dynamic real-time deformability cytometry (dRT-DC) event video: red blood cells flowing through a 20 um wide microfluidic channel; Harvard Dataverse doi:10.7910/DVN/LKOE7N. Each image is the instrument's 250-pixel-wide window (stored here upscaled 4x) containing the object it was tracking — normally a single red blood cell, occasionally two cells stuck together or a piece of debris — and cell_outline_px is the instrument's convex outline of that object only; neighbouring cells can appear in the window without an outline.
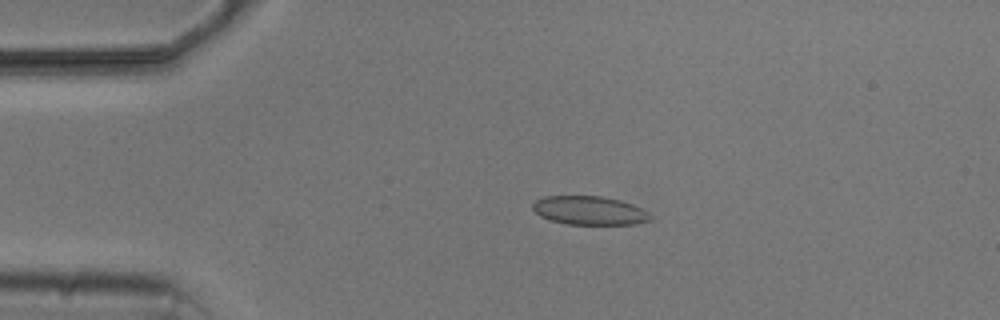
{"species": "common noctule bat (a hibernating species)", "species_latin": "Nyctalus noctula", "temperature_condition": "cold", "stored_images_in_passage": 6, "camera_frame_rate_fps": 3000, "um_per_image_px": 0.085, "animal": {"sex": "male", "body_mass_g": 20.5, "forearm_length_mm": 52.5}, "frame": {"image": 1, "passage_image": 4, "time_ms": 3.333, "image_size_px": [1000, 320], "cell_outline_px": [[652, 220], [636, 224], [568, 224], [552, 220], [540, 216], [532, 208], [532, 204], [536, 200], [544, 196], [604, 196], [620, 200], [632, 204], [648, 212], [652, 216]], "centroid_in_image_um": [50.12, 17.89], "position_along_channel_um": 34.9, "area_um2": 19.65}}
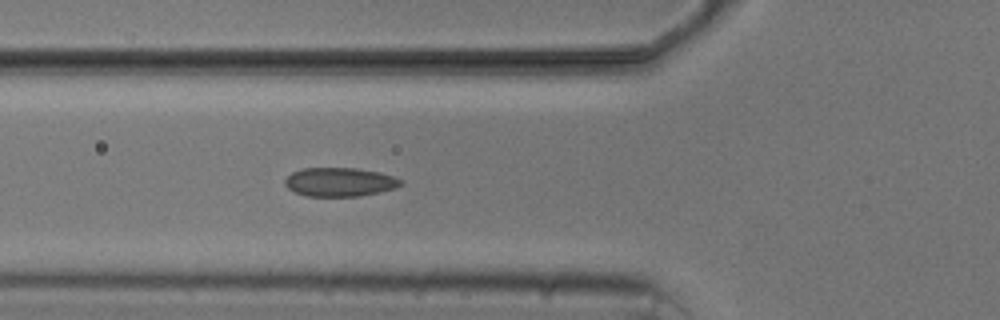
{"frame": {"image": 2, "passage_image": 6, "time_ms": 6.0, "image_size_px": [1000, 320], "cell_outline_px": [[404, 184], [396, 188], [380, 192], [360, 196], [304, 196], [288, 188], [284, 184], [284, 180], [292, 172], [300, 168], [356, 168], [380, 172], [396, 176], [404, 180]], "centroid_in_image_um": [28.92, 15.47], "position_along_channel_um": 96.9, "area_um2": 19.77}}